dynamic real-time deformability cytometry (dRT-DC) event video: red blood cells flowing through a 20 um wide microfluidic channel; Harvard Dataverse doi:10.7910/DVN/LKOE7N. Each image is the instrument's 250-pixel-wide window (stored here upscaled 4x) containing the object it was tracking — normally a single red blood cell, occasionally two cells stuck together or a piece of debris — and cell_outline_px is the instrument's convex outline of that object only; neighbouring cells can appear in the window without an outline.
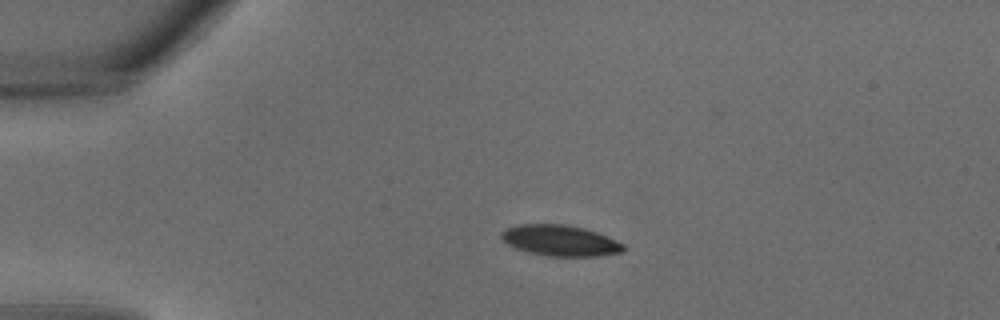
{"species": "common noctule bat (a hibernating species)", "species_latin": "Nyctalus noctula", "temperature_condition": "warm", "stored_images_in_passage": 27, "camera_frame_rate_fps": 3000, "um_per_image_px": 0.085, "animal": {"sex": "male", "body_mass_g": 18.8}, "frame": {"image": 1, "passage_image": 1, "time_ms": 0.0, "image_size_px": [1000, 320], "cell_outline_px": [[624, 248], [620, 252], [596, 256], [548, 256], [528, 252], [512, 248], [500, 236], [500, 232], [516, 224], [564, 224], [584, 228], [596, 232], [624, 244]], "centroid_in_image_um": [47.55, 20.44], "position_along_channel_um": 37.4, "area_um2": 21.85}}
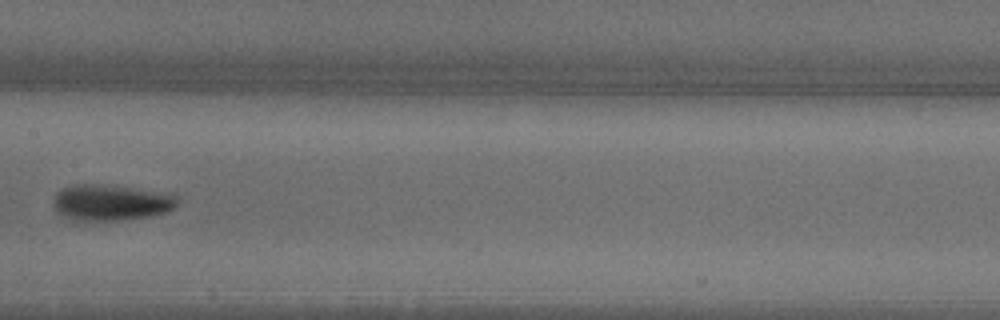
{"frame": {"image": 2, "passage_image": 11, "time_ms": 3.333, "image_size_px": [1000, 320], "cell_outline_px": [[176, 204], [168, 212], [148, 216], [120, 220], [68, 220], [56, 212], [52, 204], [52, 200], [56, 192], [64, 188], [76, 184], [96, 184], [128, 188], [176, 196]], "centroid_in_image_um": [9.29, 17.24], "position_along_channel_um": 198.1, "area_um2": 25.49}}
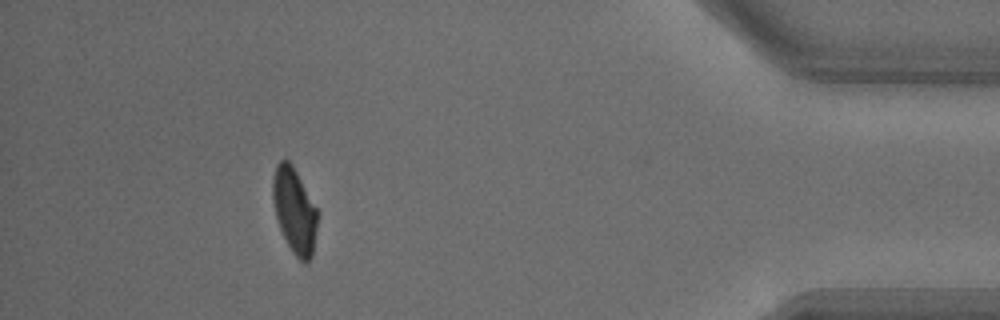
{"frame": {"image": 3, "passage_image": 24, "time_ms": 7.667, "image_size_px": [1000, 320], "cell_outline_px": [[316, 228], [312, 256], [304, 264], [292, 252], [280, 228], [276, 216], [272, 196], [272, 176], [276, 164], [280, 160], [288, 160], [292, 164], [316, 208]], "centroid_in_image_um": [24.99, 17.88], "position_along_channel_um": 410.2, "area_um2": 21.79}}